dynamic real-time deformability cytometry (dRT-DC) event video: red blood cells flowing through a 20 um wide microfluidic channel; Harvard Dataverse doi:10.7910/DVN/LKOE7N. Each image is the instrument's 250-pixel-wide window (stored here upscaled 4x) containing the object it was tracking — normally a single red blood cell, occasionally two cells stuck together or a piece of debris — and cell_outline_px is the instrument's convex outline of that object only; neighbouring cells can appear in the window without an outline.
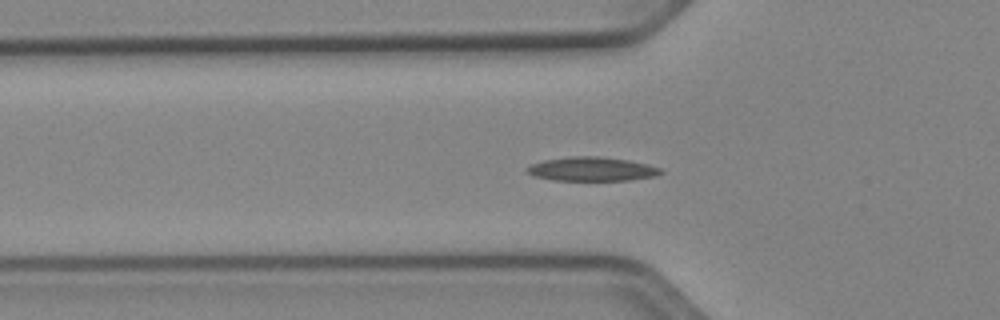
{"species": "Egyptian fruit bat (a non-hibernating species)", "species_latin": "Rousettus aegyptiacus", "temperature_condition": "cold", "stored_images_in_passage": 38, "camera_frame_rate_fps": 3000, "um_per_image_px": 0.085, "animal": {"sex": "female"}, "frame": {"image": 1, "passage_image": 3, "time_ms": 0.667, "image_size_px": [1000, 320], "cell_outline_px": [[664, 172], [656, 176], [628, 180], [552, 180], [532, 176], [524, 172], [524, 168], [532, 164], [544, 160], [572, 156], [600, 156], [628, 160], [648, 164], [660, 168]], "centroid_in_image_um": [50.26, 14.37], "position_along_channel_um": 75.5, "area_um2": 18.84}}
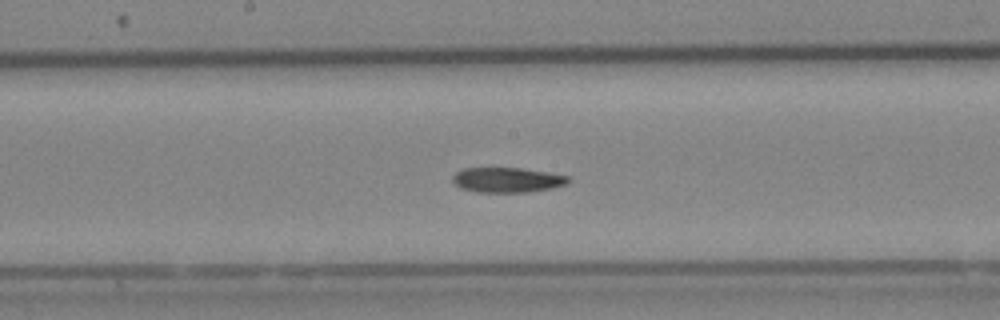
{"frame": {"image": 2, "passage_image": 13, "time_ms": 4.0, "image_size_px": [1000, 320], "cell_outline_px": [[568, 184], [552, 188], [524, 192], [476, 192], [460, 188], [452, 180], [452, 176], [456, 172], [464, 168], [520, 168], [568, 176]], "centroid_in_image_um": [43.07, 15.3], "position_along_channel_um": 205.1, "area_um2": 16.65}}
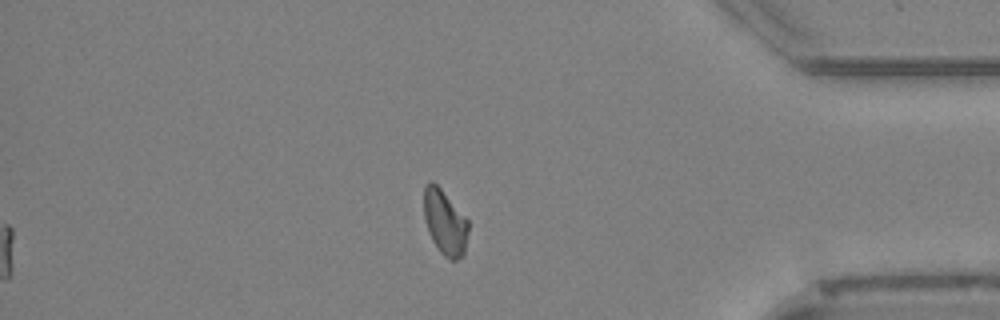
{"frame": {"image": 3, "passage_image": 30, "time_ms": 9.667, "image_size_px": [1000, 320], "cell_outline_px": [[468, 232], [464, 256], [456, 260], [448, 260], [440, 252], [432, 240], [428, 232], [424, 216], [424, 188], [428, 180], [432, 180], [440, 188], [468, 220]], "centroid_in_image_um": [37.81, 18.93], "position_along_channel_um": 397.4, "area_um2": 16.88}, "authors_computed_cell_mechanics": {"area_um2": 17.1377, "velocity_mm_per_s": 3.911, "shape_relaxation_time_tau1_ms": 8.1836, "shape_relaxation_time_tau2_ms": null, "deformation_change_tau1": 0.1688, "deformation_change_tau2": null}}